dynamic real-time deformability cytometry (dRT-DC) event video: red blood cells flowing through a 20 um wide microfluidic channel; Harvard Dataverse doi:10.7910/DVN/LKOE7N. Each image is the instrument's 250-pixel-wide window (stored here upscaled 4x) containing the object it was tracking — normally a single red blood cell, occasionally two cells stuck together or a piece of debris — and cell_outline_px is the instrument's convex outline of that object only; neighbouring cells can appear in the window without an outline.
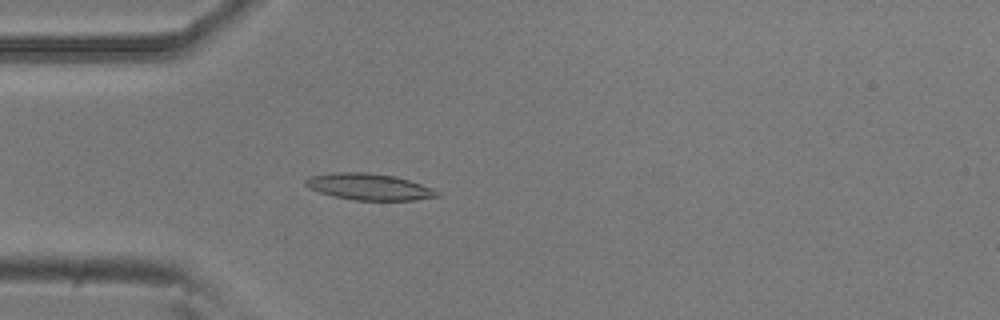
{"species": "common noctule bat (a hibernating species)", "species_latin": "Nyctalus noctula", "temperature_condition": "room temperature", "stored_images_in_passage": 18, "camera_frame_rate_fps": 3000, "um_per_image_px": 0.085, "animal": {"sex": "male", "body_mass_g": 20.5, "forearm_length_mm": 52.5}, "frame": {"image": 1, "passage_image": 5, "time_ms": 1.333, "image_size_px": [1000, 320], "cell_outline_px": [[444, 196], [412, 200], [356, 200], [332, 196], [308, 188], [304, 184], [304, 180], [308, 176], [332, 172], [364, 172], [396, 176], [432, 188], [440, 192]], "centroid_in_image_um": [31.35, 15.87], "position_along_channel_um": 53.6, "area_um2": 20.46}}
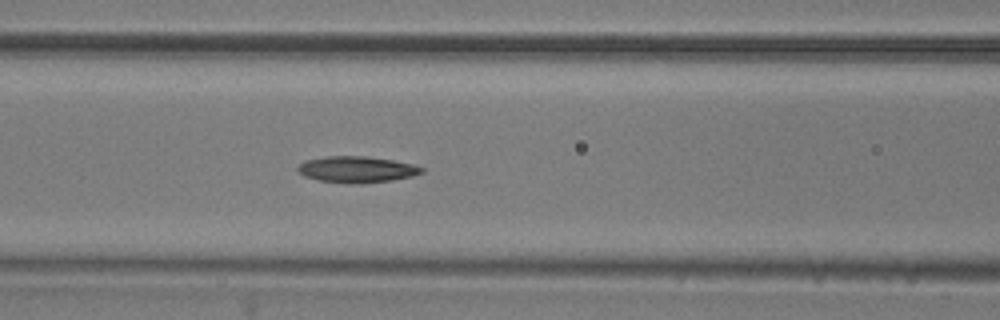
{"frame": {"image": 2, "passage_image": 12, "time_ms": 3.667, "image_size_px": [1000, 320], "cell_outline_px": [[424, 172], [412, 176], [392, 180], [360, 184], [320, 180], [304, 176], [296, 168], [304, 160], [328, 156], [364, 156], [392, 160], [416, 164], [424, 168]], "centroid_in_image_um": [30.36, 14.39], "position_along_channel_um": 136.2, "area_um2": 18.9}}
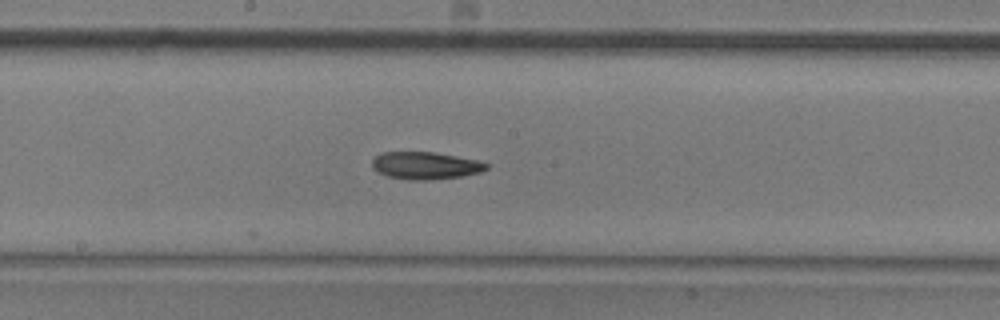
{"frame": {"image": 3, "passage_image": 18, "time_ms": 5.667, "image_size_px": [1000, 320], "cell_outline_px": [[488, 168], [480, 172], [460, 176], [428, 180], [408, 180], [388, 176], [372, 168], [372, 160], [380, 152], [432, 152], [456, 156], [476, 160], [488, 164]], "centroid_in_image_um": [36.13, 14.07], "position_along_channel_um": 212.1, "area_um2": 18.03}}